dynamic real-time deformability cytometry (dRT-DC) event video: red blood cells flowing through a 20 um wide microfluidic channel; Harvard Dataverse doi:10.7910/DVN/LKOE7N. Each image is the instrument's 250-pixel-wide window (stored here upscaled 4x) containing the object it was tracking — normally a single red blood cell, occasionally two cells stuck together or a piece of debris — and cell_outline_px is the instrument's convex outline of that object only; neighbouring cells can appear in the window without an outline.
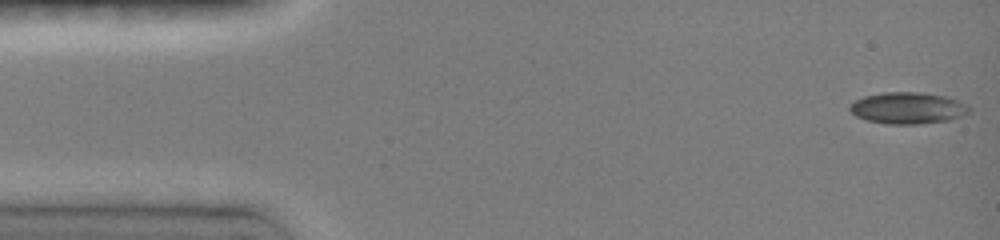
{"species": "common noctule bat (a hibernating species)", "species_latin": "Nyctalus noctula", "temperature_condition": "room temperature", "stored_images_in_passage": 38, "camera_frame_rate_fps": 3000, "um_per_image_px": 0.085, "animal": {"sex": "female", "body_mass_g": 19.0, "forearm_length_mm": 51.5}, "frame": {"image": 1, "passage_image": 1, "time_ms": 0.0, "image_size_px": [1000, 240], "cell_outline_px": [[972, 112], [948, 120], [916, 124], [888, 124], [868, 120], [856, 116], [848, 108], [856, 100], [864, 96], [884, 92], [920, 92], [944, 96], [968, 104], [972, 108]], "centroid_in_image_um": [77.2, 9.18], "position_along_channel_um": 7.8, "area_um2": 21.85}}
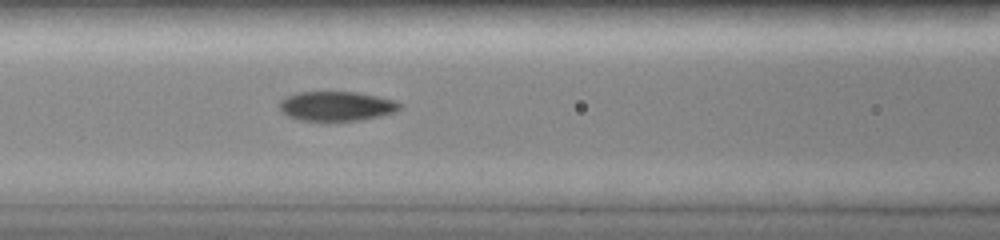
{"frame": {"image": 2, "passage_image": 21, "time_ms": 6.0, "image_size_px": [1000, 240], "cell_outline_px": [[400, 108], [396, 112], [380, 116], [360, 120], [300, 120], [288, 116], [280, 108], [280, 100], [296, 92], [356, 92], [396, 100], [400, 104]], "centroid_in_image_um": [28.62, 9.01], "position_along_channel_um": 138.0, "area_um2": 20.46}}
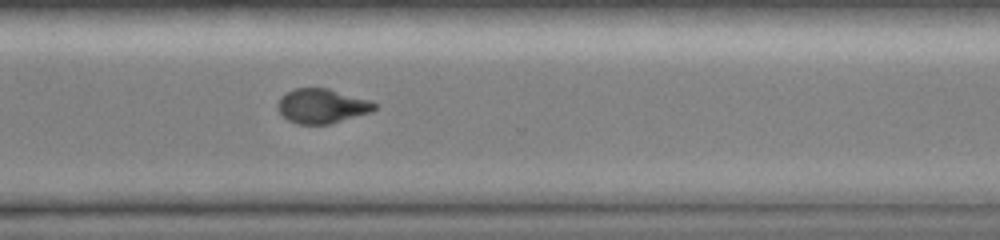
{"frame": {"image": 3, "passage_image": 38, "time_ms": 11.0, "image_size_px": [1000, 240], "cell_outline_px": [[376, 108], [372, 112], [328, 124], [296, 124], [288, 120], [280, 112], [276, 104], [280, 96], [284, 92], [296, 88], [328, 88], [368, 100], [376, 104]], "centroid_in_image_um": [27.32, 9.0], "position_along_channel_um": 343.3, "area_um2": 19.42}}